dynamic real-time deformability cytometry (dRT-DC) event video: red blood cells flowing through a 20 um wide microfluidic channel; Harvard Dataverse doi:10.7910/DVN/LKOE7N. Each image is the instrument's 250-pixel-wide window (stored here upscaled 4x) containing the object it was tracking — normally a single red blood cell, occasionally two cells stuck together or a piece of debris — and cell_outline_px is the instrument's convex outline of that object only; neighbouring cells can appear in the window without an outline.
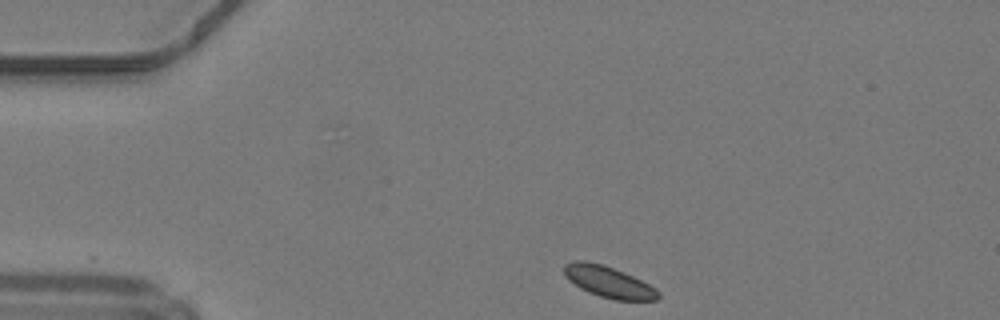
{"species": "common noctule bat (a hibernating species)", "species_latin": "Nyctalus noctula", "temperature_condition": "warm", "stored_images_in_passage": 42, "camera_frame_rate_fps": 3000, "um_per_image_px": 0.085, "animal": {"sex": "male", "body_mass_g": 19.2, "forearm_length_mm": 51.8}, "frame": {"image": 1, "passage_image": 1, "time_ms": 0.0, "image_size_px": [1000, 320], "cell_outline_px": [[660, 296], [656, 300], [616, 300], [600, 296], [588, 292], [580, 288], [568, 280], [564, 276], [564, 264], [576, 260], [584, 260], [604, 264], [624, 272], [656, 288], [660, 292]], "centroid_in_image_um": [51.7, 23.95], "position_along_channel_um": 33.3, "area_um2": 17.22}}
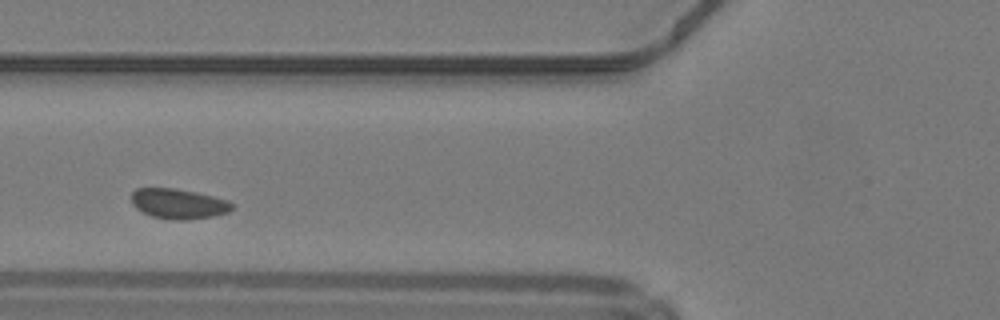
{"frame": {"image": 2, "passage_image": 11, "time_ms": 3.333, "image_size_px": [1000, 320], "cell_outline_px": [[236, 208], [228, 212], [216, 216], [188, 220], [172, 220], [152, 216], [136, 208], [132, 204], [132, 192], [136, 188], [172, 188], [196, 192], [228, 200], [236, 204]], "centroid_in_image_um": [15.23, 17.33], "position_along_channel_um": 110.6, "area_um2": 17.86}}
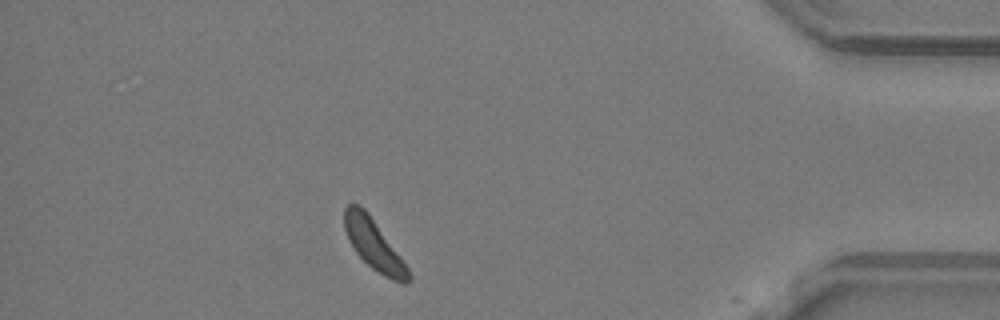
{"frame": {"image": 3, "passage_image": 36, "time_ms": 11.667, "image_size_px": [1000, 320], "cell_outline_px": [[412, 280], [408, 284], [404, 284], [392, 280], [384, 276], [372, 268], [356, 252], [348, 240], [344, 228], [344, 208], [348, 204], [360, 204], [368, 212], [408, 268], [412, 276]], "centroid_in_image_um": [31.77, 20.8], "position_along_channel_um": 403.4, "area_um2": 18.61}}